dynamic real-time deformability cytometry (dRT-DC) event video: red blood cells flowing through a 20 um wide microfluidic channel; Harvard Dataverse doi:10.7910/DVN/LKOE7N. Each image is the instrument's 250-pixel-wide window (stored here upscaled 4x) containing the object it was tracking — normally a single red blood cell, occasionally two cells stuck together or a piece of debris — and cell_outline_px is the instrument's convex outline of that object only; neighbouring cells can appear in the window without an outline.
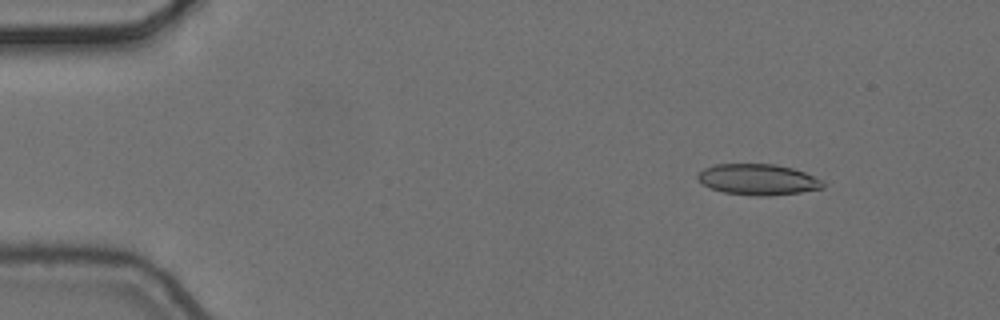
{"species": "common noctule bat (a hibernating species)", "species_latin": "Nyctalus noctula", "temperature_condition": "cold", "stored_images_in_passage": 4, "camera_frame_rate_fps": 3000, "um_per_image_px": 0.085, "animal": {"sex": "female", "body_mass_g": 24.6, "forearm_length_mm": 56.2}, "frame": {"image": 1, "passage_image": 1, "time_ms": 0.0, "image_size_px": [1000, 320], "cell_outline_px": [[824, 188], [800, 192], [768, 196], [756, 196], [724, 192], [708, 188], [696, 180], [696, 176], [704, 168], [716, 164], [776, 164], [792, 168], [804, 172], [824, 180]], "centroid_in_image_um": [64.41, 15.26], "position_along_channel_um": 20.6, "area_um2": 22.77}}
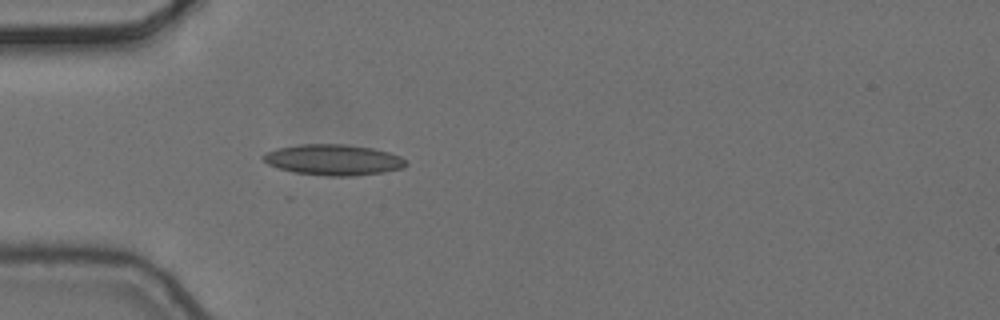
{"frame": {"image": 2, "passage_image": 4, "time_ms": 1.0, "image_size_px": [1000, 320], "cell_outline_px": [[408, 164], [404, 168], [384, 172], [352, 176], [328, 176], [296, 172], [280, 168], [268, 164], [260, 156], [264, 152], [276, 148], [300, 144], [344, 144], [372, 148], [388, 152], [400, 156]], "centroid_in_image_um": [28.33, 13.58], "position_along_channel_um": 56.7, "area_um2": 25.61}}